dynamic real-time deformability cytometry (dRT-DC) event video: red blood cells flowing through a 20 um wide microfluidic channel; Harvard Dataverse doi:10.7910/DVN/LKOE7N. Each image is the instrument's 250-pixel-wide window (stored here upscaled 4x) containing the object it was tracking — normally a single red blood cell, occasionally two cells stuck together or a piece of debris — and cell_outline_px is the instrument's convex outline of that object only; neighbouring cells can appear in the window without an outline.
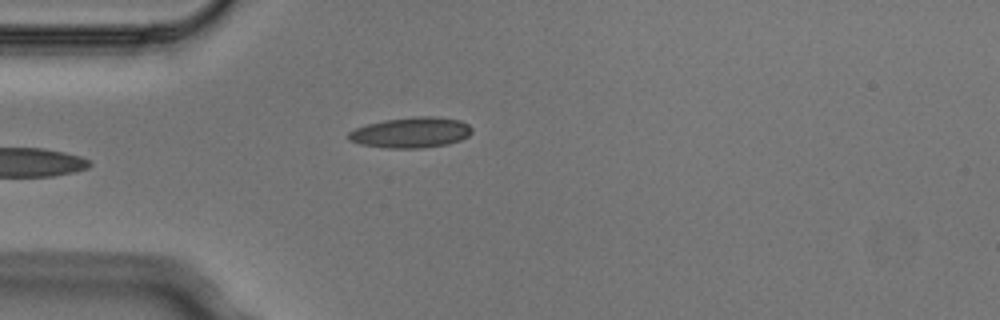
{"species": "Egyptian fruit bat (a non-hibernating species)", "species_latin": "Rousettus aegyptiacus", "temperature_condition": "cold", "stored_images_in_passage": 5, "camera_frame_rate_fps": 3000, "um_per_image_px": 0.085, "animal": {"sex": "male"}, "frame": {"image": 1, "passage_image": 5, "time_ms": 1.333, "image_size_px": [1000, 320], "cell_outline_px": [[472, 132], [468, 136], [460, 140], [448, 144], [424, 148], [388, 148], [360, 144], [348, 140], [348, 132], [356, 128], [368, 124], [384, 120], [420, 116], [436, 116], [460, 120], [468, 124], [472, 128]], "centroid_in_image_um": [34.95, 11.26], "position_along_channel_um": 50.0, "area_um2": 22.02}}